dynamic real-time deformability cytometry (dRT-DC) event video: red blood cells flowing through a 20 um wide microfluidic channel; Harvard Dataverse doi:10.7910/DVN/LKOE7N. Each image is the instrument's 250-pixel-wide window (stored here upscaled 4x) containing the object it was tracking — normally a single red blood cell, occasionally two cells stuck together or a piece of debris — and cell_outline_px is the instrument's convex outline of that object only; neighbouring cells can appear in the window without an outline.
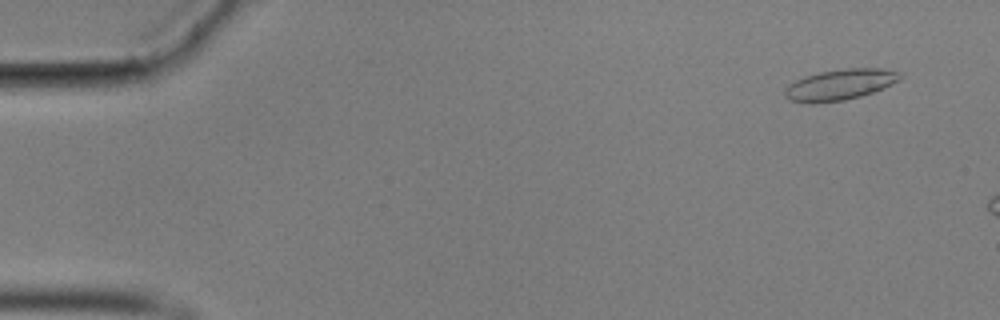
{"species": "common noctule bat (a hibernating species)", "species_latin": "Nyctalus noctula", "temperature_condition": "cold", "stored_images_in_passage": 11, "camera_frame_rate_fps": 3000, "um_per_image_px": 0.085, "animal": {"sex": "male", "body_mass_g": 17.9}, "frame": {"image": 1, "passage_image": 4, "time_ms": 1.0, "image_size_px": [1000, 320], "cell_outline_px": [[904, 76], [900, 80], [884, 88], [860, 96], [844, 100], [816, 104], [804, 104], [788, 100], [784, 96], [784, 88], [788, 84], [804, 76], [820, 72], [848, 68], [884, 68], [900, 72]], "centroid_in_image_um": [71.37, 7.21], "position_along_channel_um": 13.6, "area_um2": 21.15}}